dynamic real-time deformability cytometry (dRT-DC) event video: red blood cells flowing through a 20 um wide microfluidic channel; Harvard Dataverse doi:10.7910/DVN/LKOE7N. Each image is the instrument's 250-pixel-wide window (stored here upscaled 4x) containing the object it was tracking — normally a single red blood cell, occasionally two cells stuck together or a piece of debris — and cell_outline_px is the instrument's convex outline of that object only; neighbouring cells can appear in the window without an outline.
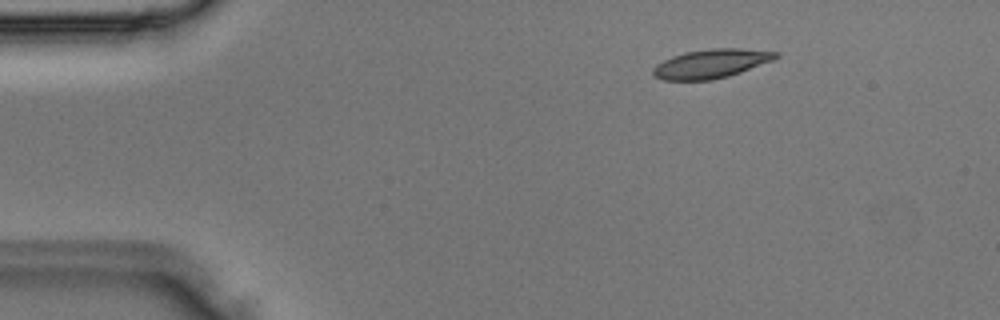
{"species": "Egyptian fruit bat (a non-hibernating species)", "species_latin": "Rousettus aegyptiacus", "temperature_condition": "room temperature", "stored_images_in_passage": 4, "camera_frame_rate_fps": 3000, "um_per_image_px": 0.085, "animal": {"sex": "male"}, "frame": {"image": 1, "passage_image": 2, "time_ms": 0.333, "image_size_px": [1000, 320], "cell_outline_px": [[780, 56], [772, 60], [740, 72], [728, 76], [712, 80], [664, 80], [652, 76], [652, 68], [656, 64], [672, 56], [684, 52], [712, 48], [740, 48], [780, 52]], "centroid_in_image_um": [60.42, 5.41], "position_along_channel_um": 24.6, "area_um2": 20.75}}